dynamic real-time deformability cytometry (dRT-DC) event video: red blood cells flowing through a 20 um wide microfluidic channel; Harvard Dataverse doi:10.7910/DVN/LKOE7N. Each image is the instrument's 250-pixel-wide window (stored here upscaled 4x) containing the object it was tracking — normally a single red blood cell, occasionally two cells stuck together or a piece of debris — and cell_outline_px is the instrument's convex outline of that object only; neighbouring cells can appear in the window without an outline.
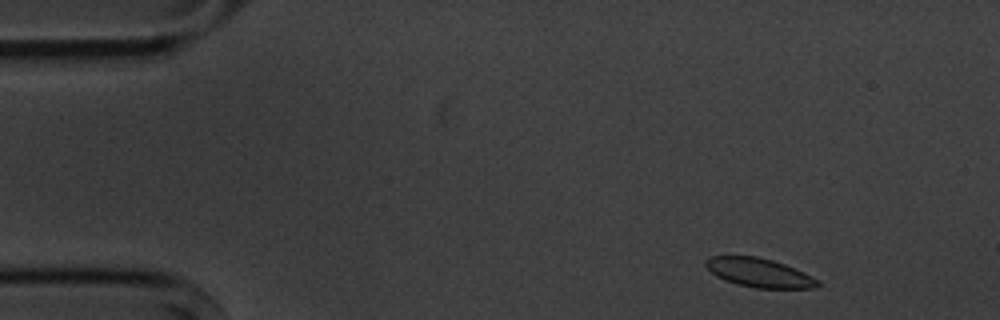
{"species": "common noctule bat (a hibernating species)", "species_latin": "Nyctalus noctula", "temperature_condition": "cold", "stored_images_in_passage": 5, "camera_frame_rate_fps": 3000, "um_per_image_px": 0.085, "animal": {"sex": "male", "body_mass_g": 20.1, "forearm_length_mm": 53.5}, "frame": {"image": 1, "passage_image": 1, "time_ms": 0.0, "image_size_px": [1000, 320], "cell_outline_px": [[820, 284], [816, 288], [756, 288], [736, 284], [724, 280], [716, 276], [704, 264], [704, 260], [708, 256], [756, 256], [772, 260], [784, 264], [804, 272], [820, 280]], "centroid_in_image_um": [64.52, 23.18], "position_along_channel_um": 20.5, "area_um2": 18.96}}
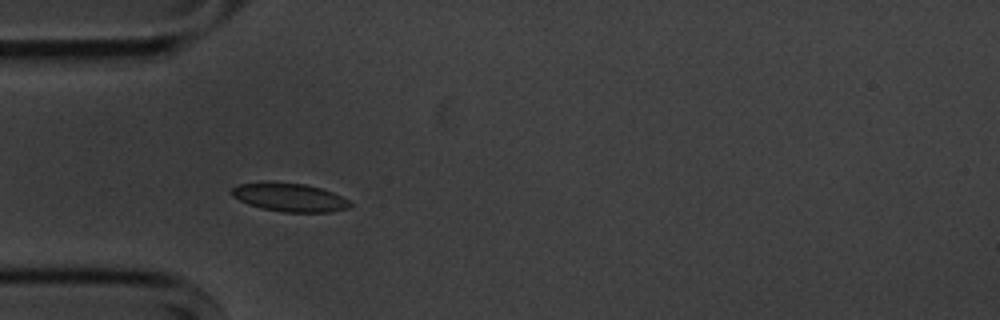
{"frame": {"image": 2, "passage_image": 4, "time_ms": 3.333, "image_size_px": [1000, 320], "cell_outline_px": [[352, 204], [348, 208], [332, 212], [284, 212], [260, 208], [248, 204], [232, 196], [232, 188], [240, 184], [304, 184], [320, 188], [332, 192], [348, 200]], "centroid_in_image_um": [24.66, 16.82], "position_along_channel_um": 60.3, "area_um2": 18.84}}
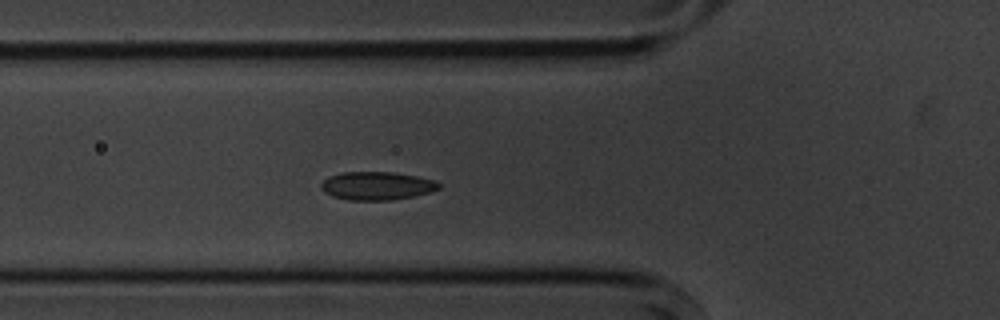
{"frame": {"image": 3, "passage_image": 5, "time_ms": 4.333, "image_size_px": [1000, 320], "cell_outline_px": [[440, 188], [416, 196], [392, 200], [348, 200], [332, 196], [324, 192], [320, 188], [320, 184], [328, 176], [340, 172], [396, 172], [436, 180], [440, 184]], "centroid_in_image_um": [32.01, 15.79], "position_along_channel_um": 93.8, "area_um2": 19.59}}